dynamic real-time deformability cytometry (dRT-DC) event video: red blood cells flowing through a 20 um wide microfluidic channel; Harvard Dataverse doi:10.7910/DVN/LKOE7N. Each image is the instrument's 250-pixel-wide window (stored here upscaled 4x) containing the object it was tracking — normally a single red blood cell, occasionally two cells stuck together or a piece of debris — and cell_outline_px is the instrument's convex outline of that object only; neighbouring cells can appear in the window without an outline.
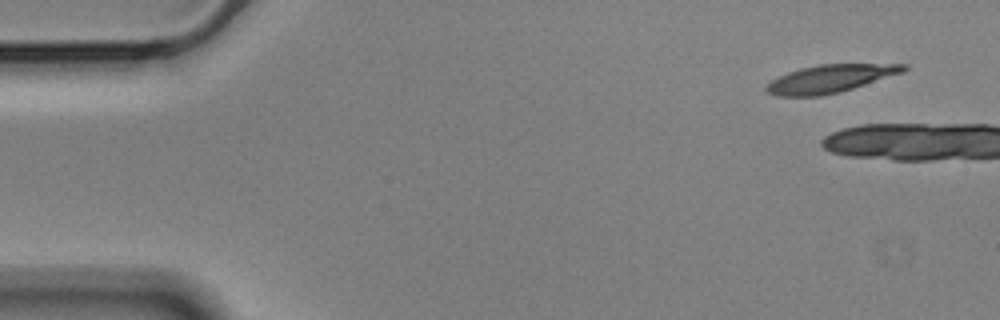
{"species": "Egyptian fruit bat (a non-hibernating species)", "species_latin": "Rousettus aegyptiacus", "temperature_condition": "cold", "stored_images_in_passage": 5, "camera_frame_rate_fps": 3000, "um_per_image_px": 0.085, "animal": {"sex": "male"}, "frame": {"image": 1, "passage_image": 1, "time_ms": 0.0, "image_size_px": [1000, 320], "cell_outline_px": [[908, 68], [904, 72], [840, 92], [820, 96], [780, 96], [768, 92], [764, 88], [772, 80], [788, 72], [800, 68], [820, 64], [908, 64]], "centroid_in_image_um": [70.59, 6.68], "position_along_channel_um": 14.4, "area_um2": 22.08}}